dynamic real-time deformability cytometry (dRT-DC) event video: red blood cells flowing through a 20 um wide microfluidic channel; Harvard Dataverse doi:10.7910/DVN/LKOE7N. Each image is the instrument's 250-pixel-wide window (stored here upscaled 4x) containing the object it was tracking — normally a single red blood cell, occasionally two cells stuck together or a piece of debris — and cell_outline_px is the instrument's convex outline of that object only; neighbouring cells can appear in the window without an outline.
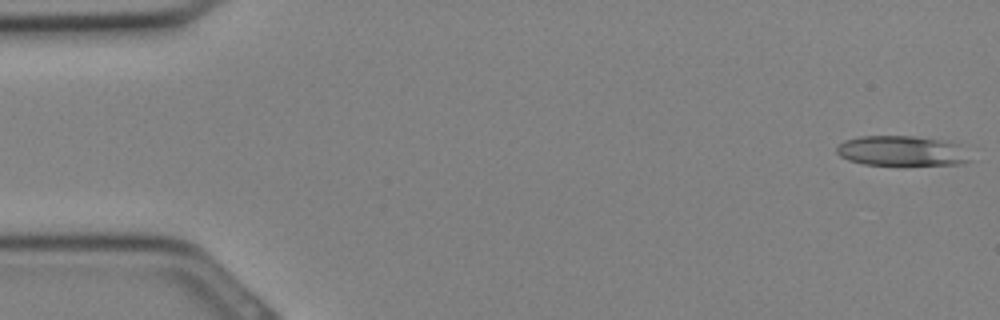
{"species": "Egyptian fruit bat (a non-hibernating species)", "species_latin": "Rousettus aegyptiacus", "temperature_condition": "cold", "stored_images_in_passage": 21, "camera_frame_rate_fps": 3000, "um_per_image_px": 0.085, "animal": {"sex": "female"}, "frame": {"image": 1, "passage_image": 1, "time_ms": 0.0, "image_size_px": [1000, 320], "cell_outline_px": [[972, 160], [960, 164], [864, 164], [848, 160], [840, 156], [836, 152], [836, 148], [844, 140], [860, 136], [912, 136], [948, 140], [960, 144]], "centroid_in_image_um": [76.67, 12.81], "position_along_channel_um": 8.3, "area_um2": 23.35}}
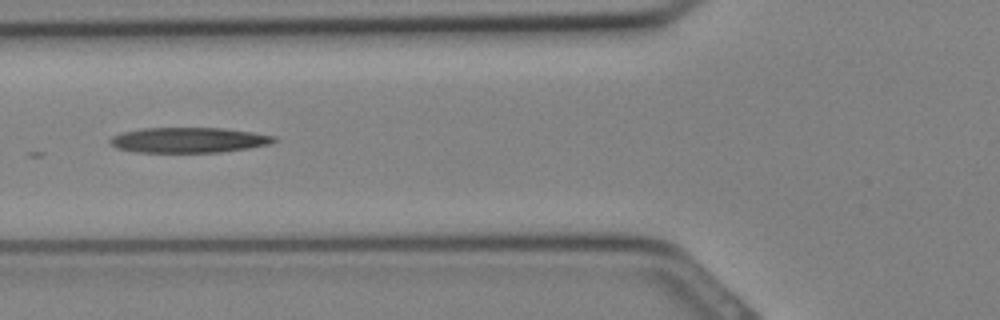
{"frame": {"image": 2, "passage_image": 12, "time_ms": 3.667, "image_size_px": [1000, 320], "cell_outline_px": [[276, 140], [268, 144], [248, 148], [220, 152], [136, 152], [116, 148], [108, 140], [112, 136], [120, 132], [144, 128], [220, 128], [252, 132], [276, 136]], "centroid_in_image_um": [15.99, 11.9], "position_along_channel_um": 109.8, "area_um2": 24.04}}
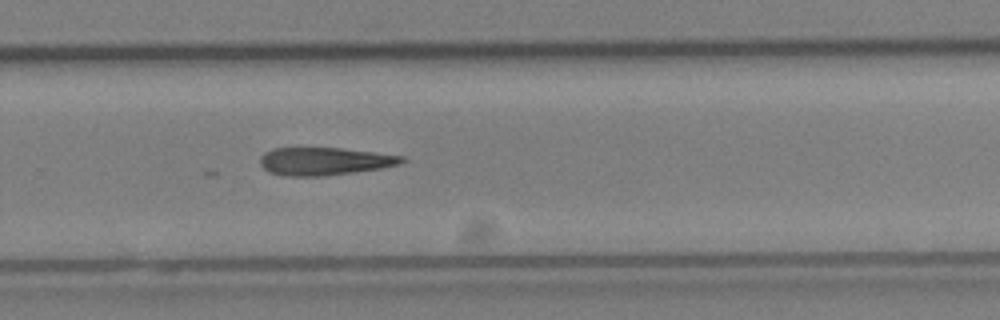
{"frame": {"image": 3, "passage_image": 21, "time_ms": 6.667, "image_size_px": [1000, 320], "cell_outline_px": [[408, 160], [400, 164], [380, 168], [320, 176], [284, 176], [268, 172], [260, 164], [260, 156], [264, 152], [272, 148], [340, 148], [404, 156]], "centroid_in_image_um": [27.54, 13.7], "position_along_channel_um": 302.3, "area_um2": 22.83}}